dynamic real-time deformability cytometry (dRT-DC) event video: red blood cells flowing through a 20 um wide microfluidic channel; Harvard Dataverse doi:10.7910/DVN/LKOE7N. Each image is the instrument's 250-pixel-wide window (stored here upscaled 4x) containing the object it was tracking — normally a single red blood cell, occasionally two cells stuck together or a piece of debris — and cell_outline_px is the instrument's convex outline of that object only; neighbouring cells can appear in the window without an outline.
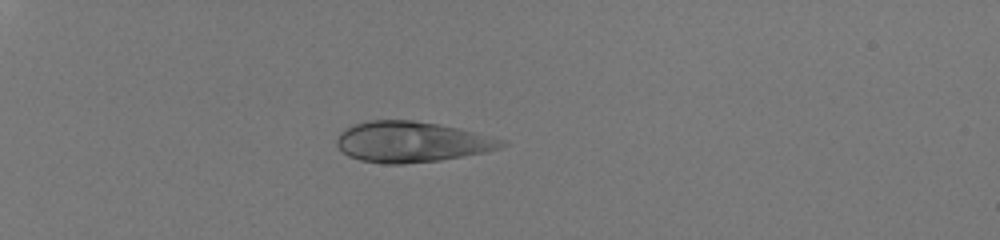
{"species": "human", "species_latin": "Homo sapiens", "temperature_condition": "room temperature", "stored_images_in_passage": 37, "camera_frame_rate_fps": 3000, "um_per_image_px": 0.085, "donor": {"sex": "male"}, "frame": {"image": 1, "passage_image": 1, "time_ms": 0.0, "image_size_px": [1000, 240], "cell_outline_px": [[508, 144], [500, 148], [484, 152], [440, 160], [404, 164], [384, 164], [360, 160], [348, 156], [336, 144], [336, 140], [340, 132], [344, 128], [352, 124], [368, 120], [412, 120], [460, 128], [504, 140]], "centroid_in_image_um": [34.95, 12.06], "position_along_channel_um": 50.1, "area_um2": 39.07}}
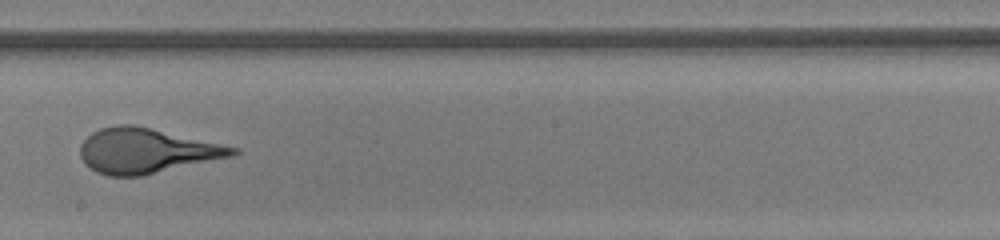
{"frame": {"image": 2, "passage_image": 19, "time_ms": 6.0, "image_size_px": [1000, 240], "cell_outline_px": [[240, 152], [232, 156], [140, 176], [108, 176], [96, 172], [84, 164], [80, 156], [80, 144], [92, 132], [100, 128], [116, 124], [132, 124], [240, 148]], "centroid_in_image_um": [12.4, 12.81], "position_along_channel_um": 235.8, "area_um2": 39.71}}
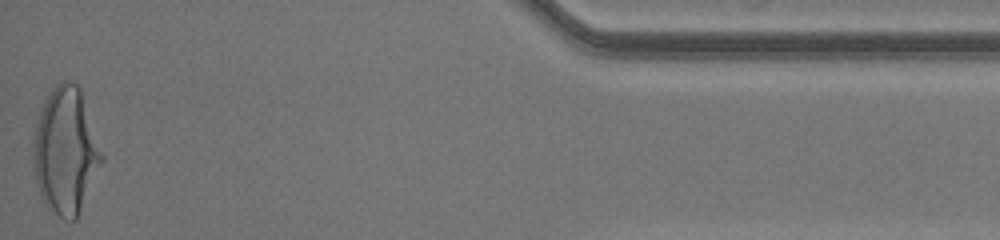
{"frame": {"image": 3, "passage_image": 37, "time_ms": 12.0, "image_size_px": [1000, 240], "cell_outline_px": [[104, 160], [76, 220], [64, 220], [48, 208], [44, 204], [40, 196], [36, 180], [32, 156], [32, 144], [40, 112], [44, 100], [52, 88], [60, 80], [72, 80], [80, 88], [104, 156]], "centroid_in_image_um": [5.58, 12.83], "position_along_channel_um": 429.6, "area_um2": 50.58}}